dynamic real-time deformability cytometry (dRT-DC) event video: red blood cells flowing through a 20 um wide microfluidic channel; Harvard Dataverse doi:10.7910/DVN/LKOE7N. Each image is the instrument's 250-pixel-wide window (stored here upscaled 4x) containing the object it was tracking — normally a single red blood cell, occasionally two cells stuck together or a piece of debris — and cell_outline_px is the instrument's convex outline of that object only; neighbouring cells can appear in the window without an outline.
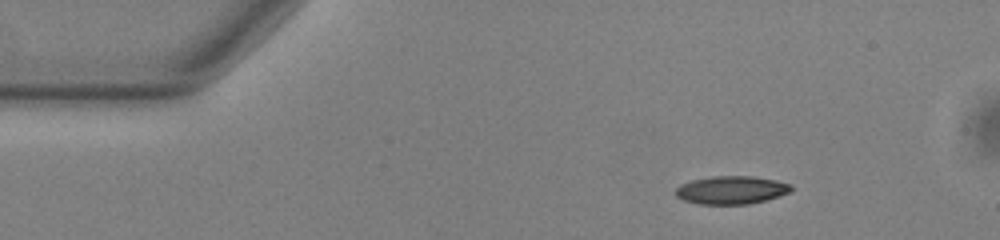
{"species": "common noctule bat (a hibernating species)", "species_latin": "Nyctalus noctula", "temperature_condition": "warm", "stored_images_in_passage": 47, "camera_frame_rate_fps": 3000, "um_per_image_px": 0.085, "animal": {"sex": "male", "body_mass_g": 13.0, "forearm_length_mm": 53.1}, "frame": {"image": 1, "passage_image": 1, "time_ms": 0.0, "image_size_px": [1000, 240], "cell_outline_px": [[792, 192], [780, 196], [748, 204], [700, 204], [684, 200], [676, 196], [676, 188], [680, 184], [692, 180], [712, 176], [752, 176], [776, 180], [792, 184]], "centroid_in_image_um": [62.19, 16.15], "position_along_channel_um": 22.8, "area_um2": 18.96}}
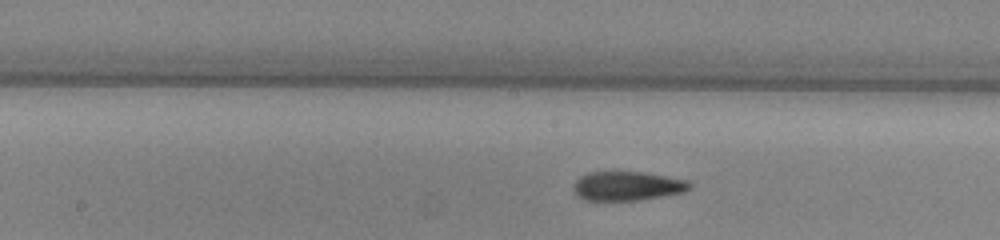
{"frame": {"image": 2, "passage_image": 20, "time_ms": 6.333, "image_size_px": [1000, 240], "cell_outline_px": [[692, 188], [684, 192], [664, 196], [640, 200], [584, 200], [576, 196], [572, 188], [572, 184], [580, 176], [588, 172], [644, 172], [684, 180], [692, 184]], "centroid_in_image_um": [53.27, 15.82], "position_along_channel_um": 194.9, "area_um2": 19.83}}
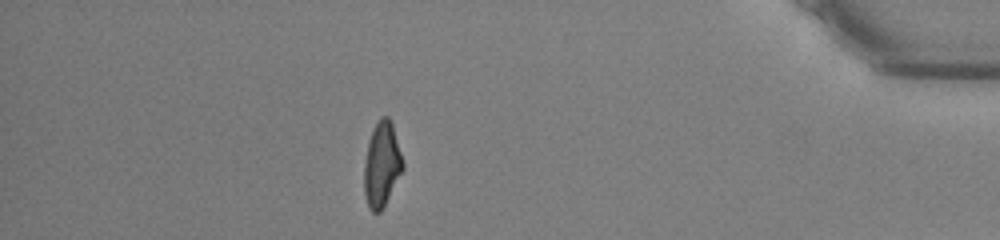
{"frame": {"image": 3, "passage_image": 40, "time_ms": 13.0, "image_size_px": [1000, 240], "cell_outline_px": [[404, 168], [380, 212], [372, 212], [368, 208], [364, 192], [364, 164], [368, 144], [376, 120], [380, 116], [388, 116], [392, 120], [404, 164]], "centroid_in_image_um": [32.45, 13.94], "position_along_channel_um": 402.7, "area_um2": 19.13}, "authors_computed_cell_mechanics": {"area_um2": 19.4786, "velocity_mm_per_s": 3.856, "shape_relaxation_time_tau1_ms": 5.9503, "shape_relaxation_time_tau2_ms": 3.3468, "deformation_change_tau1": 0.1952, "deformation_change_tau2": 0.1238}}